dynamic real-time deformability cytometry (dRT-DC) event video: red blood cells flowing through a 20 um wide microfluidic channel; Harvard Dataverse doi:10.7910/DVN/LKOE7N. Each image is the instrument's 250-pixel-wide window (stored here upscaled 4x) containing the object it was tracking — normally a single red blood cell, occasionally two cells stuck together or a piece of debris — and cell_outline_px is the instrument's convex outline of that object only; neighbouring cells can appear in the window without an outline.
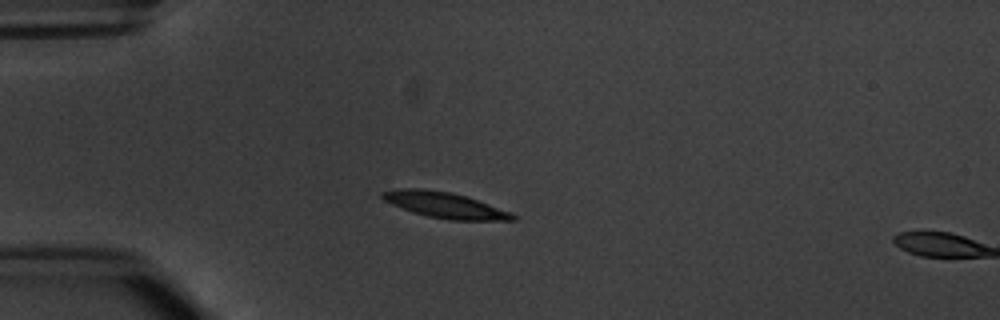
{"species": "common noctule bat (a hibernating species)", "species_latin": "Nyctalus noctula", "temperature_condition": "warm", "stored_images_in_passage": 5, "camera_frame_rate_fps": 3000, "um_per_image_px": 0.085, "animal": {"sex": "male", "body_mass_g": 20.1, "forearm_length_mm": 53.5}, "frame": {"image": 1, "passage_image": 4, "time_ms": 4.333, "image_size_px": [1000, 320], "cell_outline_px": [[516, 220], [448, 220], [428, 216], [412, 212], [392, 204], [384, 200], [380, 196], [380, 192], [404, 188], [416, 188], [452, 192], [512, 212], [516, 216]], "centroid_in_image_um": [37.8, 17.44], "position_along_channel_um": 47.2, "area_um2": 19.36}}